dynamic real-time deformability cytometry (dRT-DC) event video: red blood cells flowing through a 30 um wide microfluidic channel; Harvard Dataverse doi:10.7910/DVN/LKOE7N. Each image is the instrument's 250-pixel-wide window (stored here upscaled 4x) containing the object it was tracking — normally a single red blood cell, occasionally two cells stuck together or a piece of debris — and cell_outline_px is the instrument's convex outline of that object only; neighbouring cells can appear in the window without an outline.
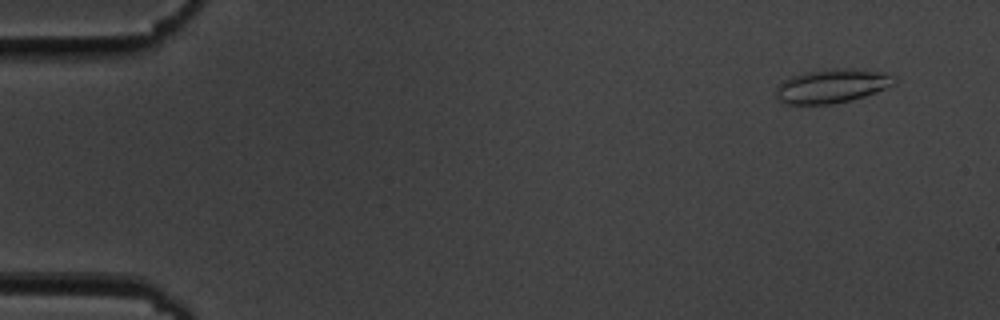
{"species": "common noctule bat (a hibernating species)", "species_latin": "Nyctalus noctula", "temperature_condition": "cold", "stored_images_in_passage": 49, "camera_frame_rate_fps": 3000, "um_per_image_px": 0.085, "animal": {"sex": "male", "body_mass_g": 19.5, "forearm_length_mm": 54.6}, "frame": {"image": 1, "passage_image": 4, "time_ms": 1.0, "image_size_px": [1000, 320], "cell_outline_px": [[896, 84], [876, 92], [864, 96], [832, 104], [784, 104], [776, 96], [776, 88], [784, 80], [792, 76], [808, 72], [844, 68], [852, 68], [884, 72], [896, 76]], "centroid_in_image_um": [70.76, 7.31], "position_along_channel_um": 14.2, "area_um2": 23.18}}
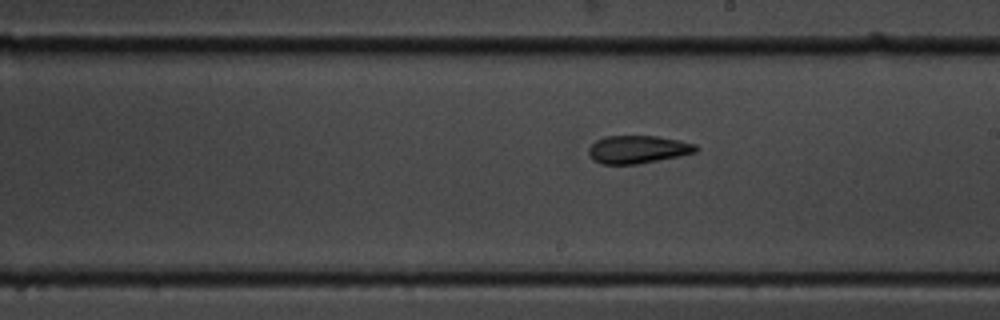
{"frame": {"image": 2, "passage_image": 32, "time_ms": 10.333, "image_size_px": [1000, 320], "cell_outline_px": [[700, 148], [696, 152], [680, 156], [636, 164], [600, 164], [592, 160], [588, 152], [588, 148], [596, 140], [604, 136], [656, 136], [680, 140], [696, 144]], "centroid_in_image_um": [54.21, 12.7], "position_along_channel_um": 234.8, "area_um2": 17.57}}
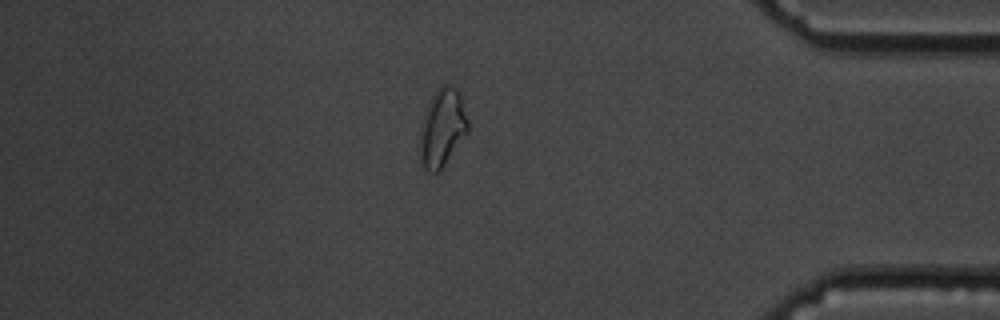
{"frame": {"image": 3, "passage_image": 48, "time_ms": 15.667, "image_size_px": [1000, 320], "cell_outline_px": [[468, 132], [444, 164], [436, 172], [428, 172], [424, 168], [420, 160], [420, 128], [436, 88], [440, 84], [444, 84], [456, 88], [460, 96], [468, 120]], "centroid_in_image_um": [37.59, 10.86], "position_along_channel_um": 397.6, "area_um2": 21.21}}